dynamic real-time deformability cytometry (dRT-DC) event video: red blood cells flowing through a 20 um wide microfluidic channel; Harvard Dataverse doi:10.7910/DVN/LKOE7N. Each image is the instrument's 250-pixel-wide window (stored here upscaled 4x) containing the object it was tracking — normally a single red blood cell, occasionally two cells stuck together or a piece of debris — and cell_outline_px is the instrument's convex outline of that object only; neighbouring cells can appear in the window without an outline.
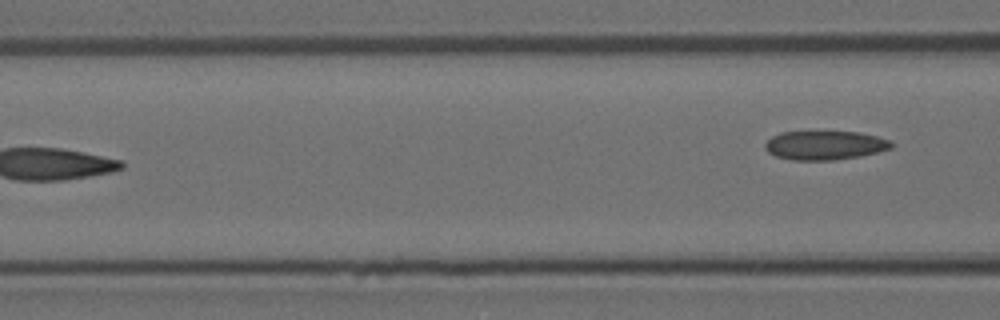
{"species": "Egyptian fruit bat (a non-hibernating species)", "species_latin": "Rousettus aegyptiacus", "temperature_condition": "room temperature", "stored_images_in_passage": 7, "camera_frame_rate_fps": 3000, "um_per_image_px": 0.085, "animal": {"sex": "female"}, "frame": {"image": 1, "passage_image": 7, "time_ms": 2.0, "image_size_px": [1000, 320], "cell_outline_px": [[892, 148], [860, 156], [832, 160], [792, 160], [776, 156], [768, 152], [764, 148], [764, 144], [772, 136], [780, 132], [856, 132], [876, 136], [888, 140], [892, 144]], "centroid_in_image_um": [70.06, 12.35], "position_along_channel_um": 96.5, "area_um2": 21.1}}